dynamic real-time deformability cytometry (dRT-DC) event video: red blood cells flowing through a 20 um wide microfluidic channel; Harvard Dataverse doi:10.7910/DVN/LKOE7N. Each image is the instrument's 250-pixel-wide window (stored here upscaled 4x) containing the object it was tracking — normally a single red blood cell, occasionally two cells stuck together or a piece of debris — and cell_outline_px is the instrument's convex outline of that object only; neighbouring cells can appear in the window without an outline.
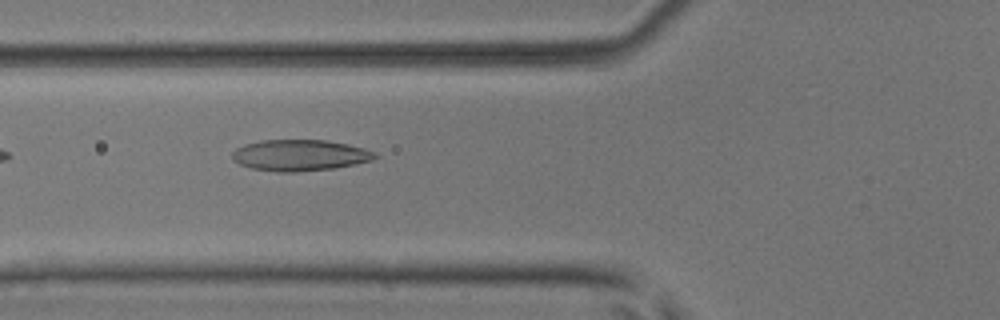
{"species": "common noctule bat (a hibernating species)", "species_latin": "Nyctalus noctula", "temperature_condition": "room temperature", "stored_images_in_passage": 5, "camera_frame_rate_fps": 3000, "um_per_image_px": 0.085, "animal": {"sex": "male", "body_mass_g": 17.9, "forearm_length_mm": 54.2}, "frame": {"image": 1, "passage_image": 5, "time_ms": 1.333, "image_size_px": [1000, 320], "cell_outline_px": [[380, 156], [372, 160], [356, 164], [336, 168], [296, 172], [276, 172], [252, 168], [240, 164], [232, 160], [232, 152], [236, 148], [244, 144], [260, 140], [328, 140], [348, 144], [364, 148], [376, 152]], "centroid_in_image_um": [25.51, 13.19], "position_along_channel_um": 100.3, "area_um2": 26.24}}